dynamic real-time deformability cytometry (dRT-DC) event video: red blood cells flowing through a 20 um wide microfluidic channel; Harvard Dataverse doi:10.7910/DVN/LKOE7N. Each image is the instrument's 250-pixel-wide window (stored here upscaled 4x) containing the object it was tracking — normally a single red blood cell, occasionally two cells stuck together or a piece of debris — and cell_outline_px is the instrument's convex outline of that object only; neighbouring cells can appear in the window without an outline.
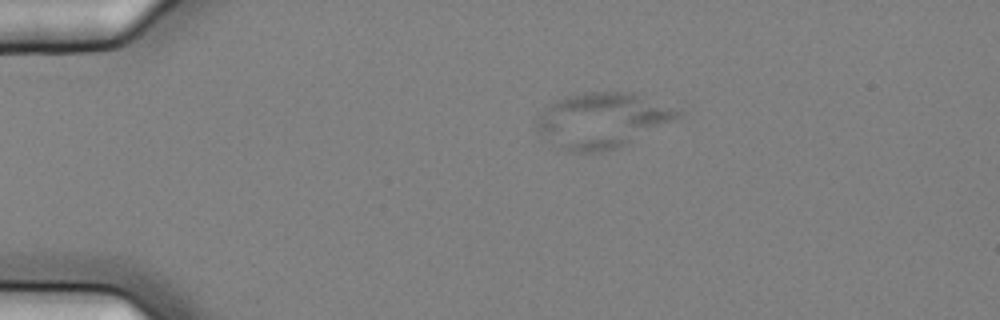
{"species": "common noctule bat (a hibernating species)", "species_latin": "Nyctalus noctula", "temperature_condition": "cold", "stored_images_in_passage": 2, "camera_frame_rate_fps": 3000, "um_per_image_px": 0.085, "animal": {"sex": "female", "body_mass_g": 25.1}, "frame": {"image": 1, "passage_image": 1, "time_ms": 0.0, "image_size_px": [1000, 320], "cell_outline_px": [[684, 112], [680, 116], [616, 148], [592, 152], [564, 152], [556, 148], [536, 132], [536, 124], [540, 116], [552, 100], [564, 96], [584, 92], [632, 92]], "centroid_in_image_um": [51.07, 10.22], "position_along_channel_um": 33.9, "area_um2": 44.85}}